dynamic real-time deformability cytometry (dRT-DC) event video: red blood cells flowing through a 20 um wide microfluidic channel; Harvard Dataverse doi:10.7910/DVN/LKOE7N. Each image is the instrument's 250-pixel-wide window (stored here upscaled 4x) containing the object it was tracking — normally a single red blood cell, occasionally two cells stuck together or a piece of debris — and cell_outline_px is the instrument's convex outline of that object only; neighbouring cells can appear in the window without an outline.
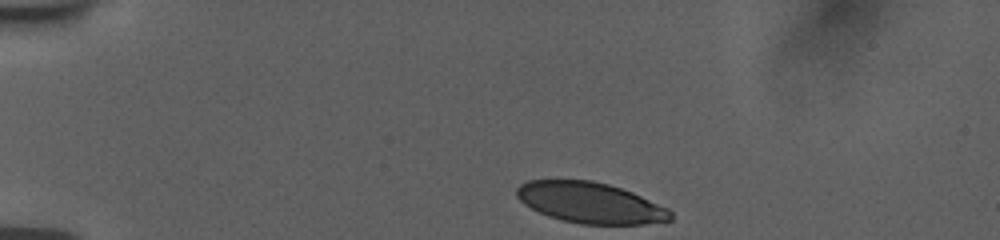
{"species": "human", "species_latin": "Homo sapiens", "temperature_condition": "room temperature", "stored_images_in_passage": 38, "camera_frame_rate_fps": 3000, "um_per_image_px": 0.085, "donor": {"sex": "female"}, "frame": {"image": 1, "passage_image": 1, "time_ms": 0.0, "image_size_px": [1000, 240], "cell_outline_px": [[672, 220], [644, 224], [580, 224], [560, 220], [548, 216], [524, 204], [516, 196], [516, 188], [520, 184], [528, 180], [592, 180], [608, 184], [632, 192], [668, 208], [672, 212]], "centroid_in_image_um": [50.16, 17.23], "position_along_channel_um": 34.8, "area_um2": 36.59}}
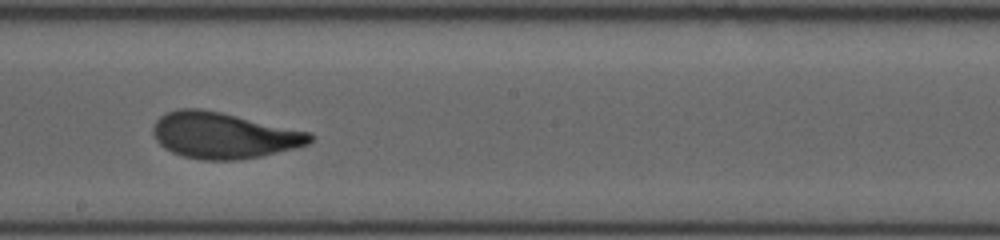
{"frame": {"image": 2, "passage_image": 22, "time_ms": 7.0, "image_size_px": [1000, 240], "cell_outline_px": [[316, 136], [308, 144], [296, 148], [260, 156], [240, 160], [200, 160], [184, 156], [172, 152], [164, 148], [156, 140], [152, 132], [152, 128], [156, 120], [160, 116], [168, 112], [180, 108], [200, 108], [220, 112], [312, 132]], "centroid_in_image_um": [19.02, 11.51], "position_along_channel_um": 229.2, "area_um2": 42.31}}
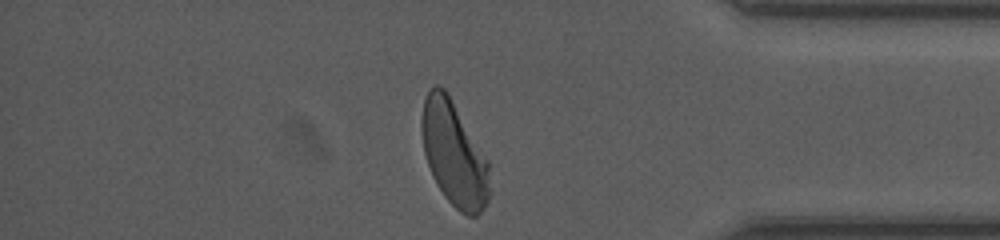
{"frame": {"image": 3, "passage_image": 37, "time_ms": 12.0, "image_size_px": [1000, 240], "cell_outline_px": [[492, 192], [484, 208], [476, 216], [468, 216], [460, 212], [444, 196], [436, 184], [432, 176], [424, 152], [420, 128], [420, 120], [424, 100], [432, 84], [440, 84], [448, 92], [488, 160]], "centroid_in_image_um": [38.6, 13.07], "position_along_channel_um": 396.6, "area_um2": 42.02}, "authors_computed_cell_mechanics": {"area_um2": 41.3848, "velocity_mm_per_s": 3.7453, "shape_relaxation_time_tau1_ms": 3.26, "shape_relaxation_time_tau2_ms": 0.7925, "deformation_change_tau1": 0.1602, "deformation_change_tau2": 0.0614}}